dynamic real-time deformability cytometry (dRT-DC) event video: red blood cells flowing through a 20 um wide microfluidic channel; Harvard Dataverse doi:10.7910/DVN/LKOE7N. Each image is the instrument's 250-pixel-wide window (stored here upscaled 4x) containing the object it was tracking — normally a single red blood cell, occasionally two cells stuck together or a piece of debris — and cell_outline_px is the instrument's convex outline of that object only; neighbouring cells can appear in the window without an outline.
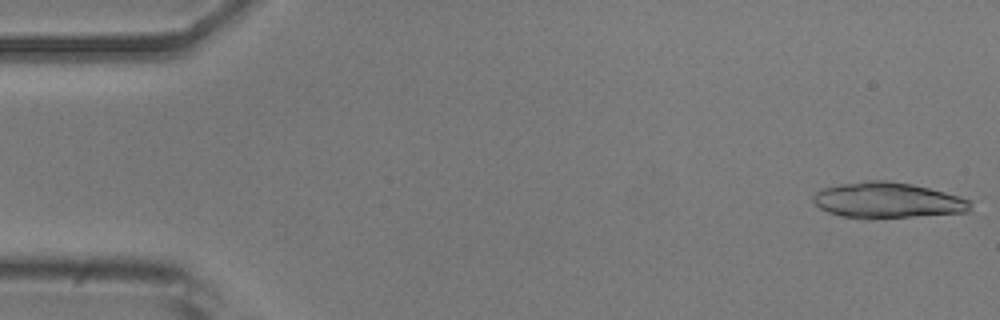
{"species": "common noctule bat (a hibernating species)", "species_latin": "Nyctalus noctula", "temperature_condition": "room temperature", "stored_images_in_passage": 17, "camera_frame_rate_fps": 3000, "um_per_image_px": 0.085, "animal": {"sex": "male", "body_mass_g": 20.5, "forearm_length_mm": 52.5}, "frame": {"image": 1, "passage_image": 1, "time_ms": 0.0, "image_size_px": [1000, 320], "cell_outline_px": [[972, 200], [968, 212], [868, 220], [864, 220], [840, 216], [828, 212], [820, 208], [812, 200], [812, 196], [816, 192], [824, 188], [840, 184], [868, 180], [884, 180], [912, 184], [960, 196]], "centroid_in_image_um": [75.42, 17.05], "position_along_channel_um": 9.6, "area_um2": 33.06}}